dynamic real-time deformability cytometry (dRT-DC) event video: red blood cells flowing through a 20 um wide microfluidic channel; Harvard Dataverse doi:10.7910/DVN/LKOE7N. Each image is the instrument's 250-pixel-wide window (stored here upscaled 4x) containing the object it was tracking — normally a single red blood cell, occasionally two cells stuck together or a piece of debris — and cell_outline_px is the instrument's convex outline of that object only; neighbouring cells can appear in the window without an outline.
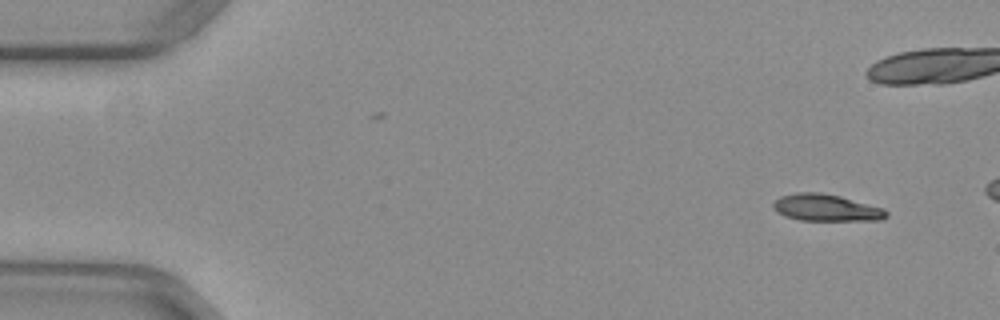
{"species": "common noctule bat (a hibernating species)", "species_latin": "Nyctalus noctula", "temperature_condition": "warm", "stored_images_in_passage": 10, "camera_frame_rate_fps": 3000, "um_per_image_px": 0.085, "animal": {"sex": "female", "body_mass_g": 29.2, "forearm_length_mm": 56.3}, "frame": {"image": 1, "passage_image": 4, "time_ms": 1.0, "image_size_px": [1000, 320], "cell_outline_px": [[888, 216], [880, 220], [800, 220], [784, 216], [776, 212], [772, 208], [772, 204], [780, 196], [800, 192], [820, 192], [840, 196], [884, 208], [888, 212]], "centroid_in_image_um": [70.21, 17.66], "position_along_channel_um": 14.8, "area_um2": 17.74}}